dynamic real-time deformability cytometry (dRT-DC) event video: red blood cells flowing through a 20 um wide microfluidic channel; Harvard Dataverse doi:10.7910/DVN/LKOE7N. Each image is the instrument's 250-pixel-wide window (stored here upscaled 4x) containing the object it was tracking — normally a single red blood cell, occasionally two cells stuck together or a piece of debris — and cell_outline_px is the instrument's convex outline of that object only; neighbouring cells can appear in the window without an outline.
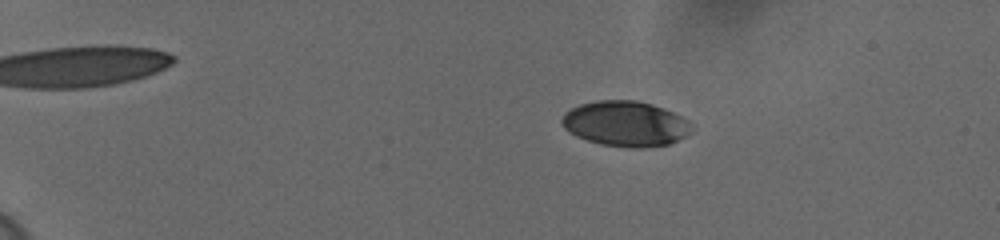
{"species": "human", "species_latin": "Homo sapiens", "temperature_condition": "cold", "stored_images_in_passage": 55, "camera_frame_rate_fps": 3000, "um_per_image_px": 0.085, "donor": {"sex": "female"}, "frame": {"image": 1, "passage_image": 8, "time_ms": 2.333, "image_size_px": [1000, 240], "cell_outline_px": [[692, 132], [668, 144], [644, 148], [628, 148], [600, 144], [576, 136], [564, 128], [560, 120], [564, 112], [580, 104], [596, 100], [636, 100], [652, 104], [664, 108], [688, 120], [692, 124]], "centroid_in_image_um": [53.15, 10.51], "position_along_channel_um": 31.8, "area_um2": 34.39}}
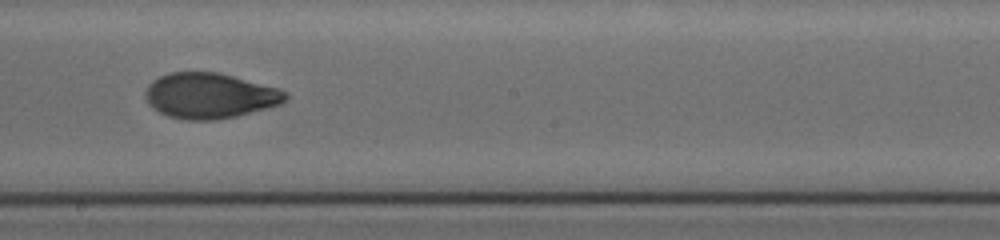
{"frame": {"image": 2, "passage_image": 33, "time_ms": 10.667, "image_size_px": [1000, 240], "cell_outline_px": [[288, 100], [280, 104], [236, 116], [216, 120], [184, 120], [168, 116], [152, 108], [148, 104], [144, 92], [148, 84], [152, 80], [168, 72], [216, 72], [280, 88], [288, 92]], "centroid_in_image_um": [17.82, 8.13], "position_along_channel_um": 230.4, "area_um2": 37.28}}
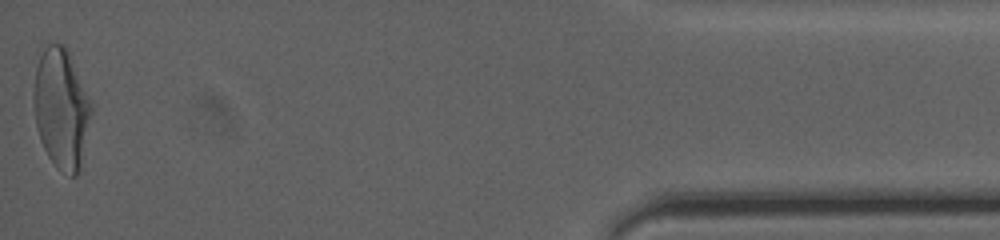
{"frame": {"image": 3, "passage_image": 55, "time_ms": 18.0, "image_size_px": [1000, 240], "cell_outline_px": [[96, 104], [80, 168], [76, 176], [72, 176], [56, 168], [48, 156], [40, 140], [36, 124], [32, 100], [32, 92], [36, 68], [40, 56], [44, 48], [48, 44], [64, 44]], "centroid_in_image_um": [5.26, 9.22], "position_along_channel_um": 429.9, "area_um2": 41.5}, "authors_computed_cell_mechanics": {"area_um2": 36.125, "velocity_mm_per_s": 3.6319, "shape_relaxation_time_tau1_ms": 5.0927, "shape_relaxation_time_tau2_ms": 1.3829, "deformation_change_tau1": 0.1793, "deformation_change_tau2": 0.0621}}